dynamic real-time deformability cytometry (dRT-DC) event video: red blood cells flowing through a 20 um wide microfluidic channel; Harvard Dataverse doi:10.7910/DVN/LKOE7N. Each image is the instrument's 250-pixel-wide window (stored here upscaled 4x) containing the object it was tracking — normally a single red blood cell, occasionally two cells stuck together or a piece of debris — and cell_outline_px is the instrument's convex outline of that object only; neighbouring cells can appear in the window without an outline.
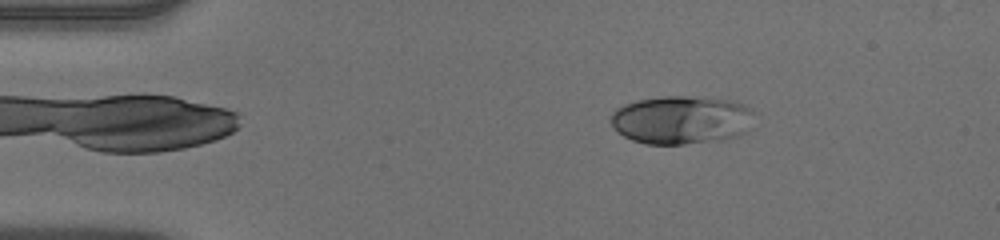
{"species": "human", "species_latin": "Homo sapiens", "temperature_condition": "warm", "stored_images_in_passage": 48, "camera_frame_rate_fps": 3000, "um_per_image_px": 0.085, "donor": {"sex": "male"}, "frame": {"image": 1, "passage_image": 8, "time_ms": 2.333, "image_size_px": [1000, 240], "cell_outline_px": [[752, 112], [744, 132], [740, 136], [724, 140], [684, 144], [644, 144], [632, 140], [624, 136], [612, 124], [612, 112], [616, 108], [624, 104], [636, 100], [660, 96], [704, 96], [732, 100], [744, 104]], "centroid_in_image_um": [57.89, 10.18], "position_along_channel_um": 27.1, "area_um2": 40.52}}
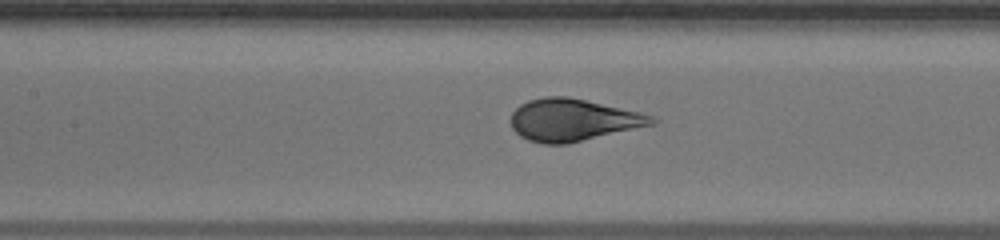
{"frame": {"image": 2, "passage_image": 23, "time_ms": 7.333, "image_size_px": [1000, 240], "cell_outline_px": [[660, 120], [656, 124], [568, 144], [544, 144], [528, 140], [520, 136], [512, 128], [512, 112], [520, 104], [528, 100], [544, 96], [568, 96], [640, 112], [652, 116]], "centroid_in_image_um": [48.72, 10.2], "position_along_channel_um": 158.7, "area_um2": 34.8}}
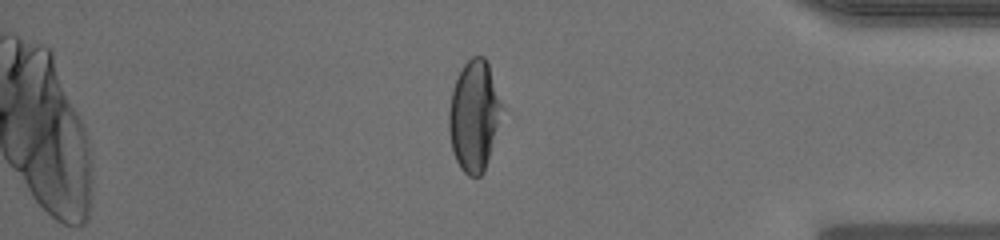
{"frame": {"image": 3, "passage_image": 43, "time_ms": 14.0, "image_size_px": [1000, 240], "cell_outline_px": [[504, 108], [484, 172], [480, 176], [468, 176], [460, 168], [456, 160], [452, 148], [448, 132], [448, 112], [452, 88], [464, 64], [472, 56], [484, 56], [488, 64]], "centroid_in_image_um": [40.29, 9.85], "position_along_channel_um": 394.9, "area_um2": 34.22}}